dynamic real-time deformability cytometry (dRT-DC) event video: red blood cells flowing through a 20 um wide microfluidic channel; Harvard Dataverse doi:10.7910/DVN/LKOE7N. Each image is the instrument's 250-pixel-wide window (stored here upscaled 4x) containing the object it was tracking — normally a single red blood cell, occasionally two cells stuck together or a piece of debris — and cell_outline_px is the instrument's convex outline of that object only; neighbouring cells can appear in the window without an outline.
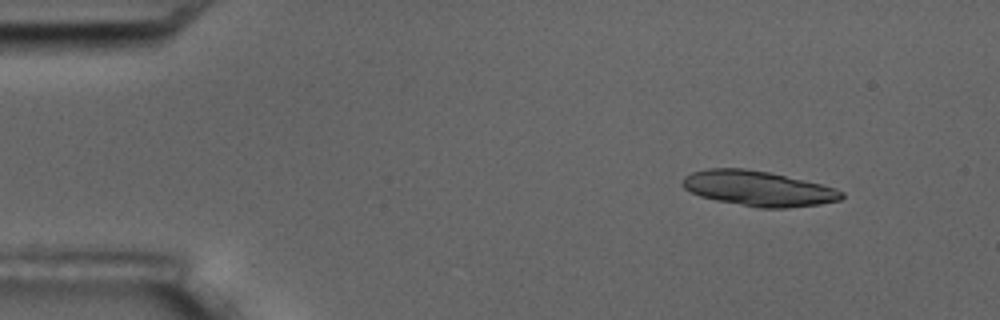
{"species": "common noctule bat (a hibernating species)", "species_latin": "Nyctalus noctula", "temperature_condition": "room temperature", "stored_images_in_passage": 4, "camera_frame_rate_fps": 3000, "um_per_image_px": 0.085, "animal": {"sex": "male", "body_mass_g": 17.5, "forearm_length_mm": 52.3}, "frame": {"image": 1, "passage_image": 2, "time_ms": 1.0, "image_size_px": [1000, 320], "cell_outline_px": [[844, 196], [840, 200], [820, 204], [788, 208], [760, 208], [716, 200], [700, 196], [684, 188], [680, 184], [680, 180], [684, 176], [692, 172], [708, 168], [744, 168], [768, 172], [804, 180], [820, 184], [844, 192]], "centroid_in_image_um": [64.41, 16.02], "position_along_channel_um": 20.6, "area_um2": 32.48}}